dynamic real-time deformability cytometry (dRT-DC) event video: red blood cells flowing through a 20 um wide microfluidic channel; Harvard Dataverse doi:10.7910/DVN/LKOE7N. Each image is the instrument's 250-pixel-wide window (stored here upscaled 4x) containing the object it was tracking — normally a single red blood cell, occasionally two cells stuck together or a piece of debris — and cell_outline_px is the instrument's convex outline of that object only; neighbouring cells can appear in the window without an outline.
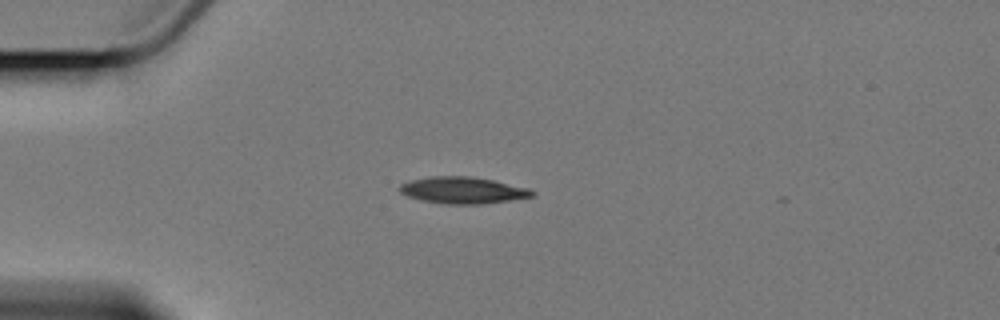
{"species": "Egyptian fruit bat (a non-hibernating species)", "species_latin": "Rousettus aegyptiacus", "temperature_condition": "cold", "stored_images_in_passage": 4, "camera_frame_rate_fps": 3000, "um_per_image_px": 0.085, "animal": {"sex": "female"}, "frame": {"image": 1, "passage_image": 1, "time_ms": 0.0, "image_size_px": [1000, 320], "cell_outline_px": [[536, 196], [480, 204], [448, 204], [424, 200], [408, 196], [400, 192], [396, 188], [400, 184], [408, 180], [432, 176], [472, 176], [492, 180], [528, 188], [536, 192]], "centroid_in_image_um": [39.32, 16.16], "position_along_channel_um": 45.7, "area_um2": 20.52}}
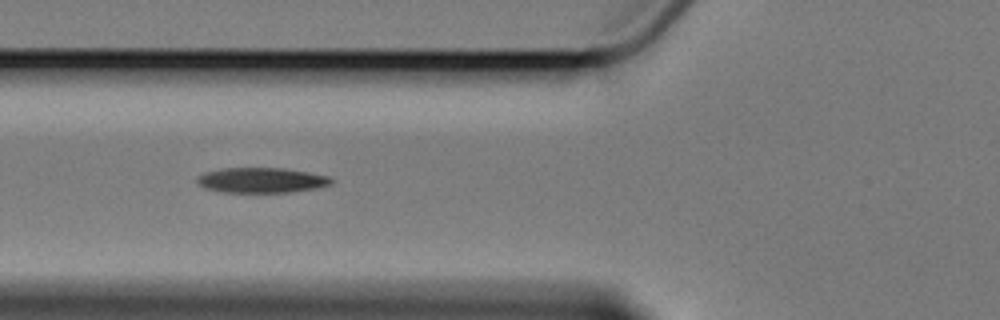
{"frame": {"image": 2, "passage_image": 3, "time_ms": 2.333, "image_size_px": [1000, 320], "cell_outline_px": [[332, 184], [316, 188], [292, 192], [224, 192], [204, 188], [196, 184], [196, 176], [204, 172], [224, 168], [284, 168], [308, 172], [328, 176], [332, 180]], "centroid_in_image_um": [22.18, 15.32], "position_along_channel_um": 103.6, "area_um2": 19.77}}
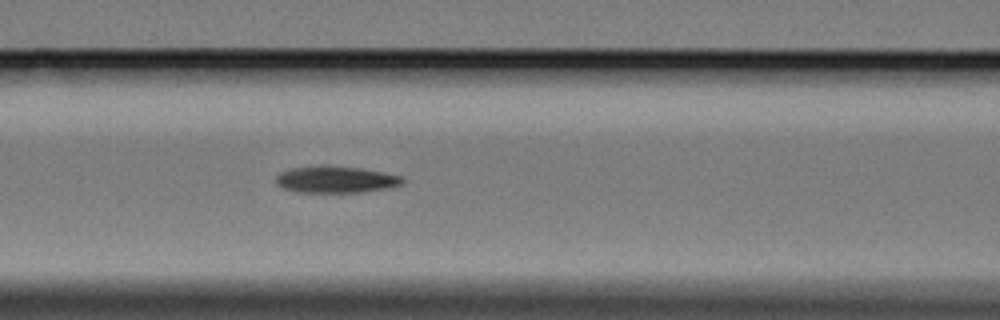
{"frame": {"image": 3, "passage_image": 4, "time_ms": 3.333, "image_size_px": [1000, 320], "cell_outline_px": [[404, 184], [388, 188], [360, 192], [296, 192], [284, 188], [276, 184], [276, 176], [280, 172], [292, 168], [320, 164], [360, 168], [384, 172], [400, 176], [404, 180]], "centroid_in_image_um": [28.53, 15.24], "position_along_channel_um": 138.1, "area_um2": 19.88}}